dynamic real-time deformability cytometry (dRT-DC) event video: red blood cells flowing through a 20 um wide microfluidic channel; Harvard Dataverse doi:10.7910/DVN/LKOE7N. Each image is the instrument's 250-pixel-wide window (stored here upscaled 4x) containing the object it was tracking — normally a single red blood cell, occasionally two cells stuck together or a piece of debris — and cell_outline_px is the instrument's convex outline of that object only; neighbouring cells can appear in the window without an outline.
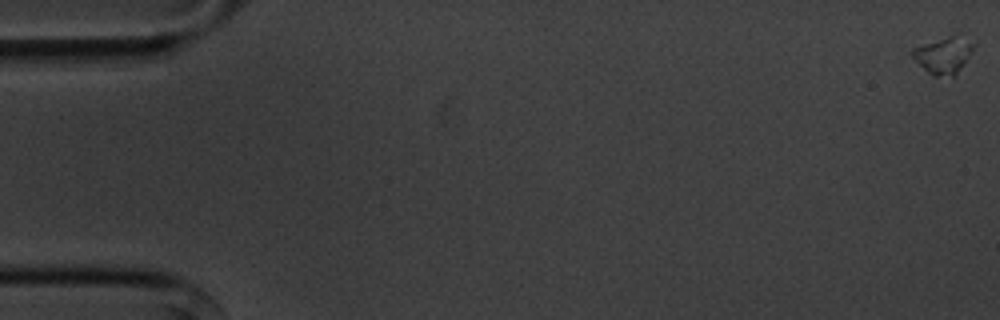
{"species": "common noctule bat (a hibernating species)", "species_latin": "Nyctalus noctula", "temperature_condition": "cold", "stored_images_in_passage": 58, "camera_frame_rate_fps": 3000, "um_per_image_px": 0.085, "animal": {"sex": "male", "body_mass_g": 20.1, "forearm_length_mm": 53.5}, "frame": {"image": 1, "passage_image": 1, "time_ms": 0.0, "image_size_px": [1000, 320], "cell_outline_px": [[976, 44], [964, 64], [956, 76], [932, 76], [912, 56], [912, 48], [960, 32]], "centroid_in_image_um": [80.27, 4.66], "position_along_channel_um": 4.7, "area_um2": 13.18}}
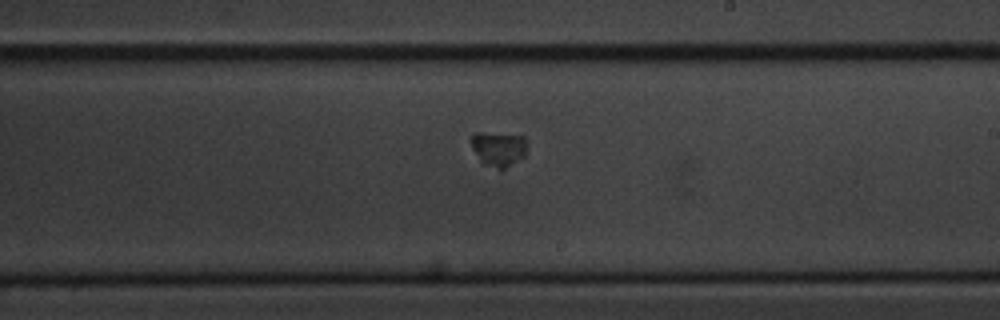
{"frame": {"image": 2, "passage_image": 34, "time_ms": 11.0, "image_size_px": [1000, 320], "cell_outline_px": [[524, 156], [504, 168], [500, 168], [484, 164], [480, 160], [472, 148], [472, 132], [480, 132], [524, 136]], "centroid_in_image_um": [42.32, 12.62], "position_along_channel_um": 246.7, "area_um2": 10.81}}
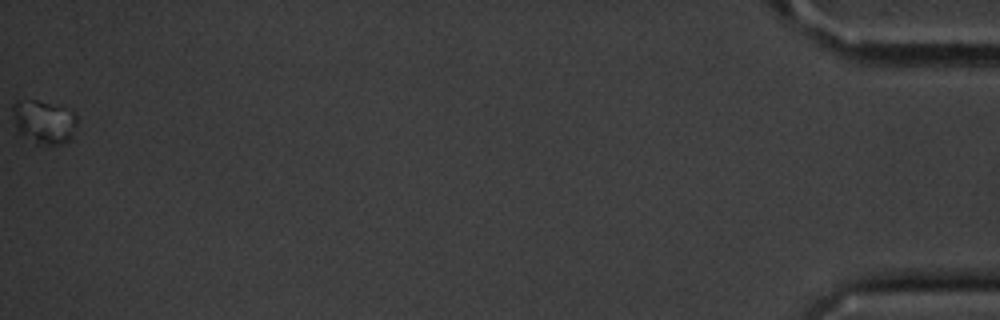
{"frame": {"image": 3, "passage_image": 58, "time_ms": 19.0, "image_size_px": [1000, 320], "cell_outline_px": [[68, 140], [56, 144], [36, 144], [24, 136], [16, 128], [12, 116], [12, 104], [16, 100], [36, 100], [56, 108], [68, 132]], "centroid_in_image_um": [3.32, 10.39], "position_along_channel_um": 431.9, "area_um2": 13.58}, "authors_computed_cell_mechanics": {"area_um2": 11.3866, "velocity_mm_per_s": 3.5502, "shape_relaxation_time_tau1_ms": 6.2178, "shape_relaxation_time_tau2_ms": null, "deformation_change_tau1": 0.0817, "deformation_change_tau2": null}}